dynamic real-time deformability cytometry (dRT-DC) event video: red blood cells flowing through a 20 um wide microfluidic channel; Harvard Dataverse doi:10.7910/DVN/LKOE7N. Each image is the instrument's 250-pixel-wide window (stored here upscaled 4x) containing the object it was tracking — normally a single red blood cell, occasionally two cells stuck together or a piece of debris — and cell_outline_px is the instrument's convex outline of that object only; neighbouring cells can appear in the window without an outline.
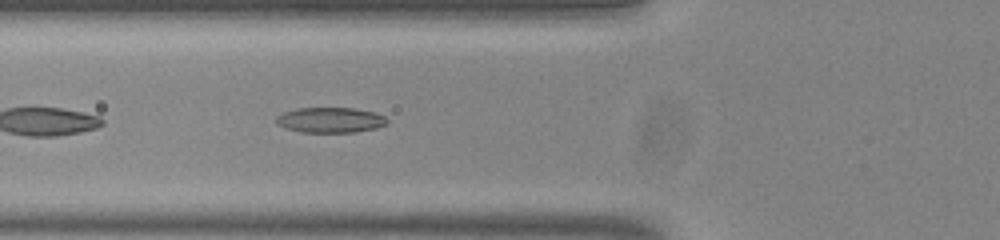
{"species": "common noctule bat (a hibernating species)", "species_latin": "Nyctalus noctula", "temperature_condition": "room temperature", "stored_images_in_passage": 36, "camera_frame_rate_fps": 3000, "um_per_image_px": 0.085, "animal": {"sex": "male", "body_mass_g": 20.0, "forearm_length_mm": 53.3}, "frame": {"image": 1, "passage_image": 5, "time_ms": 1.333, "image_size_px": [1000, 240], "cell_outline_px": [[388, 124], [376, 128], [356, 132], [300, 132], [284, 128], [276, 124], [276, 116], [284, 112], [296, 108], [356, 108], [372, 112], [384, 116], [388, 120]], "centroid_in_image_um": [28.06, 10.2], "position_along_channel_um": 97.7, "area_um2": 16.47}}
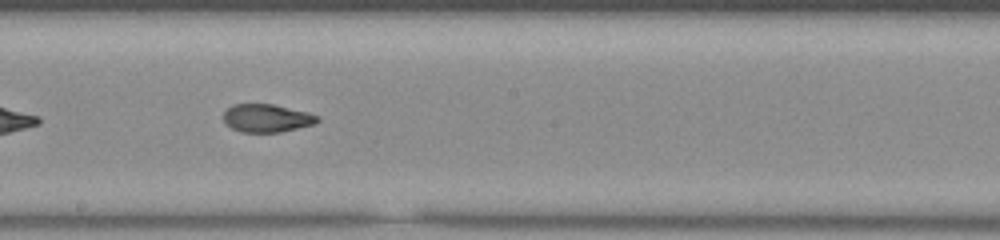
{"frame": {"image": 2, "passage_image": 15, "time_ms": 4.667, "image_size_px": [1000, 240], "cell_outline_px": [[320, 120], [312, 124], [280, 132], [240, 132], [224, 124], [224, 112], [232, 104], [272, 104], [308, 112], [320, 116]], "centroid_in_image_um": [22.65, 10.04], "position_along_channel_um": 225.5, "area_um2": 15.32}}
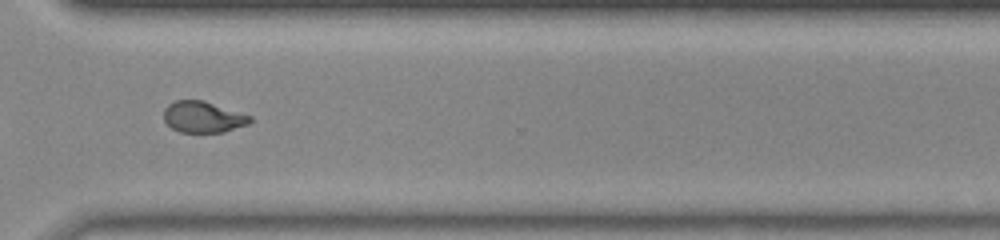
{"frame": {"image": 3, "passage_image": 25, "time_ms": 8.0, "image_size_px": [1000, 240], "cell_outline_px": [[252, 120], [248, 124], [224, 132], [180, 132], [172, 128], [164, 120], [164, 108], [168, 104], [176, 100], [204, 100], [252, 116]], "centroid_in_image_um": [17.26, 9.94], "position_along_channel_um": 353.3, "area_um2": 15.72}, "authors_computed_cell_mechanics": {"area_um2": 15.9817, "velocity_mm_per_s": 3.826, "shape_relaxation_time_tau1_ms": 6.029, "shape_relaxation_time_tau2_ms": 1.6153, "deformation_change_tau1": 0.1924, "deformation_change_tau2": 0.0763}}